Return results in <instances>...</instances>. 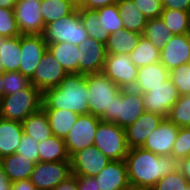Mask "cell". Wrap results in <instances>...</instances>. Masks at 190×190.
Here are the masks:
<instances>
[{
	"label": "cell",
	"mask_w": 190,
	"mask_h": 190,
	"mask_svg": "<svg viewBox=\"0 0 190 190\" xmlns=\"http://www.w3.org/2000/svg\"><path fill=\"white\" fill-rule=\"evenodd\" d=\"M130 184L152 188L159 179L178 169L173 155L159 156L142 147L130 148L125 158Z\"/></svg>",
	"instance_id": "1"
},
{
	"label": "cell",
	"mask_w": 190,
	"mask_h": 190,
	"mask_svg": "<svg viewBox=\"0 0 190 190\" xmlns=\"http://www.w3.org/2000/svg\"><path fill=\"white\" fill-rule=\"evenodd\" d=\"M87 97L89 96L85 74L70 73L58 87L43 92L42 108L70 110L78 115L90 114Z\"/></svg>",
	"instance_id": "2"
},
{
	"label": "cell",
	"mask_w": 190,
	"mask_h": 190,
	"mask_svg": "<svg viewBox=\"0 0 190 190\" xmlns=\"http://www.w3.org/2000/svg\"><path fill=\"white\" fill-rule=\"evenodd\" d=\"M43 93L32 84L0 99V117L23 122L42 108Z\"/></svg>",
	"instance_id": "3"
},
{
	"label": "cell",
	"mask_w": 190,
	"mask_h": 190,
	"mask_svg": "<svg viewBox=\"0 0 190 190\" xmlns=\"http://www.w3.org/2000/svg\"><path fill=\"white\" fill-rule=\"evenodd\" d=\"M144 111L141 92L133 88L121 89L113 98L110 112H106L101 121L112 122L125 129L135 123Z\"/></svg>",
	"instance_id": "4"
},
{
	"label": "cell",
	"mask_w": 190,
	"mask_h": 190,
	"mask_svg": "<svg viewBox=\"0 0 190 190\" xmlns=\"http://www.w3.org/2000/svg\"><path fill=\"white\" fill-rule=\"evenodd\" d=\"M85 81L88 89L89 97L86 99L90 107V114L101 119L106 112H110L113 98L121 88L103 73L85 74Z\"/></svg>",
	"instance_id": "5"
},
{
	"label": "cell",
	"mask_w": 190,
	"mask_h": 190,
	"mask_svg": "<svg viewBox=\"0 0 190 190\" xmlns=\"http://www.w3.org/2000/svg\"><path fill=\"white\" fill-rule=\"evenodd\" d=\"M42 35L47 44L66 42L78 46L89 37L78 7L71 14L46 24Z\"/></svg>",
	"instance_id": "6"
},
{
	"label": "cell",
	"mask_w": 190,
	"mask_h": 190,
	"mask_svg": "<svg viewBox=\"0 0 190 190\" xmlns=\"http://www.w3.org/2000/svg\"><path fill=\"white\" fill-rule=\"evenodd\" d=\"M94 146L112 161L125 160L130 149L125 129L115 123L104 121L98 124Z\"/></svg>",
	"instance_id": "7"
},
{
	"label": "cell",
	"mask_w": 190,
	"mask_h": 190,
	"mask_svg": "<svg viewBox=\"0 0 190 190\" xmlns=\"http://www.w3.org/2000/svg\"><path fill=\"white\" fill-rule=\"evenodd\" d=\"M102 73L121 89H129L136 84L138 68L129 54H106Z\"/></svg>",
	"instance_id": "8"
},
{
	"label": "cell",
	"mask_w": 190,
	"mask_h": 190,
	"mask_svg": "<svg viewBox=\"0 0 190 190\" xmlns=\"http://www.w3.org/2000/svg\"><path fill=\"white\" fill-rule=\"evenodd\" d=\"M101 119L92 114L79 115L64 138L69 156L94 145L95 133Z\"/></svg>",
	"instance_id": "9"
},
{
	"label": "cell",
	"mask_w": 190,
	"mask_h": 190,
	"mask_svg": "<svg viewBox=\"0 0 190 190\" xmlns=\"http://www.w3.org/2000/svg\"><path fill=\"white\" fill-rule=\"evenodd\" d=\"M71 175L70 161L37 162L30 180L37 190H52Z\"/></svg>",
	"instance_id": "10"
},
{
	"label": "cell",
	"mask_w": 190,
	"mask_h": 190,
	"mask_svg": "<svg viewBox=\"0 0 190 190\" xmlns=\"http://www.w3.org/2000/svg\"><path fill=\"white\" fill-rule=\"evenodd\" d=\"M40 7L41 0H17L14 13L21 35L43 34L45 24Z\"/></svg>",
	"instance_id": "11"
},
{
	"label": "cell",
	"mask_w": 190,
	"mask_h": 190,
	"mask_svg": "<svg viewBox=\"0 0 190 190\" xmlns=\"http://www.w3.org/2000/svg\"><path fill=\"white\" fill-rule=\"evenodd\" d=\"M177 88L170 77L161 85L152 88L148 93H142L144 109L147 112L156 113L167 117L170 109L179 99Z\"/></svg>",
	"instance_id": "12"
},
{
	"label": "cell",
	"mask_w": 190,
	"mask_h": 190,
	"mask_svg": "<svg viewBox=\"0 0 190 190\" xmlns=\"http://www.w3.org/2000/svg\"><path fill=\"white\" fill-rule=\"evenodd\" d=\"M47 43L40 34L20 35L21 61L19 72L29 80L33 77L44 52Z\"/></svg>",
	"instance_id": "13"
},
{
	"label": "cell",
	"mask_w": 190,
	"mask_h": 190,
	"mask_svg": "<svg viewBox=\"0 0 190 190\" xmlns=\"http://www.w3.org/2000/svg\"><path fill=\"white\" fill-rule=\"evenodd\" d=\"M67 74L47 49L36 67L33 77L30 79V84L43 93L49 88L58 87Z\"/></svg>",
	"instance_id": "14"
},
{
	"label": "cell",
	"mask_w": 190,
	"mask_h": 190,
	"mask_svg": "<svg viewBox=\"0 0 190 190\" xmlns=\"http://www.w3.org/2000/svg\"><path fill=\"white\" fill-rule=\"evenodd\" d=\"M111 160L94 145L79 150L70 157L73 175L95 177Z\"/></svg>",
	"instance_id": "15"
},
{
	"label": "cell",
	"mask_w": 190,
	"mask_h": 190,
	"mask_svg": "<svg viewBox=\"0 0 190 190\" xmlns=\"http://www.w3.org/2000/svg\"><path fill=\"white\" fill-rule=\"evenodd\" d=\"M179 129L180 127L165 118L141 147L159 156L171 155Z\"/></svg>",
	"instance_id": "16"
},
{
	"label": "cell",
	"mask_w": 190,
	"mask_h": 190,
	"mask_svg": "<svg viewBox=\"0 0 190 190\" xmlns=\"http://www.w3.org/2000/svg\"><path fill=\"white\" fill-rule=\"evenodd\" d=\"M160 63L169 71L190 63V35H173L160 49Z\"/></svg>",
	"instance_id": "17"
},
{
	"label": "cell",
	"mask_w": 190,
	"mask_h": 190,
	"mask_svg": "<svg viewBox=\"0 0 190 190\" xmlns=\"http://www.w3.org/2000/svg\"><path fill=\"white\" fill-rule=\"evenodd\" d=\"M106 59L104 44L88 37L79 45V73H102Z\"/></svg>",
	"instance_id": "18"
},
{
	"label": "cell",
	"mask_w": 190,
	"mask_h": 190,
	"mask_svg": "<svg viewBox=\"0 0 190 190\" xmlns=\"http://www.w3.org/2000/svg\"><path fill=\"white\" fill-rule=\"evenodd\" d=\"M166 117L144 111L135 123L125 128V136L129 148L141 147L147 137Z\"/></svg>",
	"instance_id": "19"
},
{
	"label": "cell",
	"mask_w": 190,
	"mask_h": 190,
	"mask_svg": "<svg viewBox=\"0 0 190 190\" xmlns=\"http://www.w3.org/2000/svg\"><path fill=\"white\" fill-rule=\"evenodd\" d=\"M94 178L99 190H122L130 184L125 160H111Z\"/></svg>",
	"instance_id": "20"
},
{
	"label": "cell",
	"mask_w": 190,
	"mask_h": 190,
	"mask_svg": "<svg viewBox=\"0 0 190 190\" xmlns=\"http://www.w3.org/2000/svg\"><path fill=\"white\" fill-rule=\"evenodd\" d=\"M168 78L169 70L160 62L145 65L138 68L137 81L133 89L141 93H148Z\"/></svg>",
	"instance_id": "21"
},
{
	"label": "cell",
	"mask_w": 190,
	"mask_h": 190,
	"mask_svg": "<svg viewBox=\"0 0 190 190\" xmlns=\"http://www.w3.org/2000/svg\"><path fill=\"white\" fill-rule=\"evenodd\" d=\"M23 134L21 122L0 117V159L16 153Z\"/></svg>",
	"instance_id": "22"
},
{
	"label": "cell",
	"mask_w": 190,
	"mask_h": 190,
	"mask_svg": "<svg viewBox=\"0 0 190 190\" xmlns=\"http://www.w3.org/2000/svg\"><path fill=\"white\" fill-rule=\"evenodd\" d=\"M0 164L12 183L19 180L30 179L36 163L18 153H14L2 157Z\"/></svg>",
	"instance_id": "23"
},
{
	"label": "cell",
	"mask_w": 190,
	"mask_h": 190,
	"mask_svg": "<svg viewBox=\"0 0 190 190\" xmlns=\"http://www.w3.org/2000/svg\"><path fill=\"white\" fill-rule=\"evenodd\" d=\"M47 49L57 62L70 73H79V46L66 42L50 43Z\"/></svg>",
	"instance_id": "24"
},
{
	"label": "cell",
	"mask_w": 190,
	"mask_h": 190,
	"mask_svg": "<svg viewBox=\"0 0 190 190\" xmlns=\"http://www.w3.org/2000/svg\"><path fill=\"white\" fill-rule=\"evenodd\" d=\"M141 36L142 34L127 29L110 34L105 45L106 54H130L136 48Z\"/></svg>",
	"instance_id": "25"
},
{
	"label": "cell",
	"mask_w": 190,
	"mask_h": 190,
	"mask_svg": "<svg viewBox=\"0 0 190 190\" xmlns=\"http://www.w3.org/2000/svg\"><path fill=\"white\" fill-rule=\"evenodd\" d=\"M39 162L70 161L64 139L52 135L38 143Z\"/></svg>",
	"instance_id": "26"
},
{
	"label": "cell",
	"mask_w": 190,
	"mask_h": 190,
	"mask_svg": "<svg viewBox=\"0 0 190 190\" xmlns=\"http://www.w3.org/2000/svg\"><path fill=\"white\" fill-rule=\"evenodd\" d=\"M120 16L123 21L124 29L143 34L147 18L136 7L132 0H118Z\"/></svg>",
	"instance_id": "27"
},
{
	"label": "cell",
	"mask_w": 190,
	"mask_h": 190,
	"mask_svg": "<svg viewBox=\"0 0 190 190\" xmlns=\"http://www.w3.org/2000/svg\"><path fill=\"white\" fill-rule=\"evenodd\" d=\"M22 123L23 133L34 138L38 143L50 138L52 130L43 108L28 116Z\"/></svg>",
	"instance_id": "28"
},
{
	"label": "cell",
	"mask_w": 190,
	"mask_h": 190,
	"mask_svg": "<svg viewBox=\"0 0 190 190\" xmlns=\"http://www.w3.org/2000/svg\"><path fill=\"white\" fill-rule=\"evenodd\" d=\"M0 60L5 72L19 71L21 61L20 36H0Z\"/></svg>",
	"instance_id": "29"
},
{
	"label": "cell",
	"mask_w": 190,
	"mask_h": 190,
	"mask_svg": "<svg viewBox=\"0 0 190 190\" xmlns=\"http://www.w3.org/2000/svg\"><path fill=\"white\" fill-rule=\"evenodd\" d=\"M52 134L64 139L75 124L77 113L63 109H44Z\"/></svg>",
	"instance_id": "30"
},
{
	"label": "cell",
	"mask_w": 190,
	"mask_h": 190,
	"mask_svg": "<svg viewBox=\"0 0 190 190\" xmlns=\"http://www.w3.org/2000/svg\"><path fill=\"white\" fill-rule=\"evenodd\" d=\"M98 20L103 26V44L106 45L109 35L124 29L117 3L97 9Z\"/></svg>",
	"instance_id": "31"
},
{
	"label": "cell",
	"mask_w": 190,
	"mask_h": 190,
	"mask_svg": "<svg viewBox=\"0 0 190 190\" xmlns=\"http://www.w3.org/2000/svg\"><path fill=\"white\" fill-rule=\"evenodd\" d=\"M76 8L73 0H41L40 10L46 25L71 14Z\"/></svg>",
	"instance_id": "32"
},
{
	"label": "cell",
	"mask_w": 190,
	"mask_h": 190,
	"mask_svg": "<svg viewBox=\"0 0 190 190\" xmlns=\"http://www.w3.org/2000/svg\"><path fill=\"white\" fill-rule=\"evenodd\" d=\"M129 55L137 68L160 62V49L154 47L144 36H141L136 48Z\"/></svg>",
	"instance_id": "33"
},
{
	"label": "cell",
	"mask_w": 190,
	"mask_h": 190,
	"mask_svg": "<svg viewBox=\"0 0 190 190\" xmlns=\"http://www.w3.org/2000/svg\"><path fill=\"white\" fill-rule=\"evenodd\" d=\"M142 36L148 39L154 47L161 49L171 39L173 34L161 17H158L147 21Z\"/></svg>",
	"instance_id": "34"
},
{
	"label": "cell",
	"mask_w": 190,
	"mask_h": 190,
	"mask_svg": "<svg viewBox=\"0 0 190 190\" xmlns=\"http://www.w3.org/2000/svg\"><path fill=\"white\" fill-rule=\"evenodd\" d=\"M160 17L173 35L188 34V12L163 9Z\"/></svg>",
	"instance_id": "35"
},
{
	"label": "cell",
	"mask_w": 190,
	"mask_h": 190,
	"mask_svg": "<svg viewBox=\"0 0 190 190\" xmlns=\"http://www.w3.org/2000/svg\"><path fill=\"white\" fill-rule=\"evenodd\" d=\"M166 118L178 127H190V94L181 95Z\"/></svg>",
	"instance_id": "36"
},
{
	"label": "cell",
	"mask_w": 190,
	"mask_h": 190,
	"mask_svg": "<svg viewBox=\"0 0 190 190\" xmlns=\"http://www.w3.org/2000/svg\"><path fill=\"white\" fill-rule=\"evenodd\" d=\"M79 16L89 37L103 44V26L98 20L97 10L80 9Z\"/></svg>",
	"instance_id": "37"
},
{
	"label": "cell",
	"mask_w": 190,
	"mask_h": 190,
	"mask_svg": "<svg viewBox=\"0 0 190 190\" xmlns=\"http://www.w3.org/2000/svg\"><path fill=\"white\" fill-rule=\"evenodd\" d=\"M169 77L180 96L190 94V63L179 65L170 70Z\"/></svg>",
	"instance_id": "38"
},
{
	"label": "cell",
	"mask_w": 190,
	"mask_h": 190,
	"mask_svg": "<svg viewBox=\"0 0 190 190\" xmlns=\"http://www.w3.org/2000/svg\"><path fill=\"white\" fill-rule=\"evenodd\" d=\"M189 182L179 169L159 179L152 190H184Z\"/></svg>",
	"instance_id": "39"
},
{
	"label": "cell",
	"mask_w": 190,
	"mask_h": 190,
	"mask_svg": "<svg viewBox=\"0 0 190 190\" xmlns=\"http://www.w3.org/2000/svg\"><path fill=\"white\" fill-rule=\"evenodd\" d=\"M3 84L5 96L27 88L30 80L19 71H11L3 74Z\"/></svg>",
	"instance_id": "40"
},
{
	"label": "cell",
	"mask_w": 190,
	"mask_h": 190,
	"mask_svg": "<svg viewBox=\"0 0 190 190\" xmlns=\"http://www.w3.org/2000/svg\"><path fill=\"white\" fill-rule=\"evenodd\" d=\"M20 35L21 33L17 26L14 9L0 7V36L9 38Z\"/></svg>",
	"instance_id": "41"
},
{
	"label": "cell",
	"mask_w": 190,
	"mask_h": 190,
	"mask_svg": "<svg viewBox=\"0 0 190 190\" xmlns=\"http://www.w3.org/2000/svg\"><path fill=\"white\" fill-rule=\"evenodd\" d=\"M171 155L178 161L190 155V127H180Z\"/></svg>",
	"instance_id": "42"
},
{
	"label": "cell",
	"mask_w": 190,
	"mask_h": 190,
	"mask_svg": "<svg viewBox=\"0 0 190 190\" xmlns=\"http://www.w3.org/2000/svg\"><path fill=\"white\" fill-rule=\"evenodd\" d=\"M16 153L32 160L34 163L39 162L38 142L25 133L22 135Z\"/></svg>",
	"instance_id": "43"
},
{
	"label": "cell",
	"mask_w": 190,
	"mask_h": 190,
	"mask_svg": "<svg viewBox=\"0 0 190 190\" xmlns=\"http://www.w3.org/2000/svg\"><path fill=\"white\" fill-rule=\"evenodd\" d=\"M147 20L160 17L163 6L158 0H132Z\"/></svg>",
	"instance_id": "44"
},
{
	"label": "cell",
	"mask_w": 190,
	"mask_h": 190,
	"mask_svg": "<svg viewBox=\"0 0 190 190\" xmlns=\"http://www.w3.org/2000/svg\"><path fill=\"white\" fill-rule=\"evenodd\" d=\"M118 0H80L77 7L80 9L97 10L99 8L117 3Z\"/></svg>",
	"instance_id": "45"
},
{
	"label": "cell",
	"mask_w": 190,
	"mask_h": 190,
	"mask_svg": "<svg viewBox=\"0 0 190 190\" xmlns=\"http://www.w3.org/2000/svg\"><path fill=\"white\" fill-rule=\"evenodd\" d=\"M78 190H99L94 177L76 175Z\"/></svg>",
	"instance_id": "46"
},
{
	"label": "cell",
	"mask_w": 190,
	"mask_h": 190,
	"mask_svg": "<svg viewBox=\"0 0 190 190\" xmlns=\"http://www.w3.org/2000/svg\"><path fill=\"white\" fill-rule=\"evenodd\" d=\"M163 9H174L188 12L190 10V0H163Z\"/></svg>",
	"instance_id": "47"
},
{
	"label": "cell",
	"mask_w": 190,
	"mask_h": 190,
	"mask_svg": "<svg viewBox=\"0 0 190 190\" xmlns=\"http://www.w3.org/2000/svg\"><path fill=\"white\" fill-rule=\"evenodd\" d=\"M52 190H78L76 175L72 174Z\"/></svg>",
	"instance_id": "48"
},
{
	"label": "cell",
	"mask_w": 190,
	"mask_h": 190,
	"mask_svg": "<svg viewBox=\"0 0 190 190\" xmlns=\"http://www.w3.org/2000/svg\"><path fill=\"white\" fill-rule=\"evenodd\" d=\"M11 190H37V189L30 179H24L12 182Z\"/></svg>",
	"instance_id": "49"
},
{
	"label": "cell",
	"mask_w": 190,
	"mask_h": 190,
	"mask_svg": "<svg viewBox=\"0 0 190 190\" xmlns=\"http://www.w3.org/2000/svg\"><path fill=\"white\" fill-rule=\"evenodd\" d=\"M178 169L190 184V155L179 160Z\"/></svg>",
	"instance_id": "50"
},
{
	"label": "cell",
	"mask_w": 190,
	"mask_h": 190,
	"mask_svg": "<svg viewBox=\"0 0 190 190\" xmlns=\"http://www.w3.org/2000/svg\"><path fill=\"white\" fill-rule=\"evenodd\" d=\"M0 190H11V182L0 164Z\"/></svg>",
	"instance_id": "51"
},
{
	"label": "cell",
	"mask_w": 190,
	"mask_h": 190,
	"mask_svg": "<svg viewBox=\"0 0 190 190\" xmlns=\"http://www.w3.org/2000/svg\"><path fill=\"white\" fill-rule=\"evenodd\" d=\"M17 0H0V7L5 9H14Z\"/></svg>",
	"instance_id": "52"
},
{
	"label": "cell",
	"mask_w": 190,
	"mask_h": 190,
	"mask_svg": "<svg viewBox=\"0 0 190 190\" xmlns=\"http://www.w3.org/2000/svg\"><path fill=\"white\" fill-rule=\"evenodd\" d=\"M122 190H152L151 188L148 187H143V186H137L133 184H129L126 188Z\"/></svg>",
	"instance_id": "53"
},
{
	"label": "cell",
	"mask_w": 190,
	"mask_h": 190,
	"mask_svg": "<svg viewBox=\"0 0 190 190\" xmlns=\"http://www.w3.org/2000/svg\"><path fill=\"white\" fill-rule=\"evenodd\" d=\"M4 97L3 74L0 75V99Z\"/></svg>",
	"instance_id": "54"
},
{
	"label": "cell",
	"mask_w": 190,
	"mask_h": 190,
	"mask_svg": "<svg viewBox=\"0 0 190 190\" xmlns=\"http://www.w3.org/2000/svg\"><path fill=\"white\" fill-rule=\"evenodd\" d=\"M188 34L190 35V10L188 11Z\"/></svg>",
	"instance_id": "55"
},
{
	"label": "cell",
	"mask_w": 190,
	"mask_h": 190,
	"mask_svg": "<svg viewBox=\"0 0 190 190\" xmlns=\"http://www.w3.org/2000/svg\"><path fill=\"white\" fill-rule=\"evenodd\" d=\"M5 73V70H4V68H3V64H2V62H1V60H0V75H2V74H4Z\"/></svg>",
	"instance_id": "56"
},
{
	"label": "cell",
	"mask_w": 190,
	"mask_h": 190,
	"mask_svg": "<svg viewBox=\"0 0 190 190\" xmlns=\"http://www.w3.org/2000/svg\"><path fill=\"white\" fill-rule=\"evenodd\" d=\"M184 190H190V184H188Z\"/></svg>",
	"instance_id": "57"
},
{
	"label": "cell",
	"mask_w": 190,
	"mask_h": 190,
	"mask_svg": "<svg viewBox=\"0 0 190 190\" xmlns=\"http://www.w3.org/2000/svg\"><path fill=\"white\" fill-rule=\"evenodd\" d=\"M76 4L80 1V0H73Z\"/></svg>",
	"instance_id": "58"
}]
</instances>
